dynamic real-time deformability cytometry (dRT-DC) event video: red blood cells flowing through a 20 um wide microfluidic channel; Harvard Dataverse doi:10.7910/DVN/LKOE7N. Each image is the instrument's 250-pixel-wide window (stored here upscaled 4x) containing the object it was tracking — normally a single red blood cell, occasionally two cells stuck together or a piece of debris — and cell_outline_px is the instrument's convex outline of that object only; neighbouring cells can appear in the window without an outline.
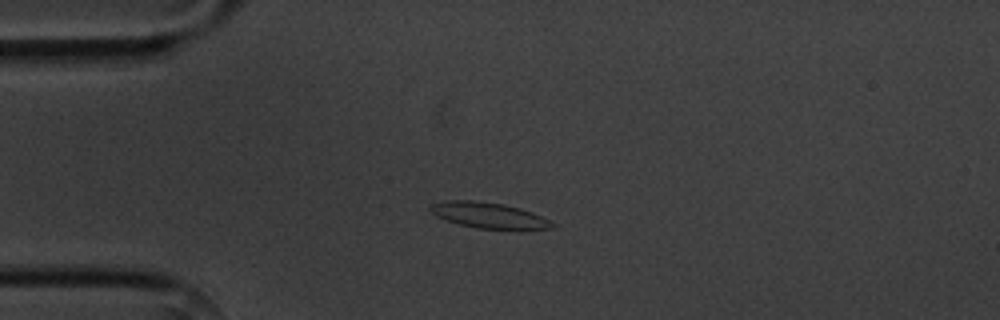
{"species": "common noctule bat (a hibernating species)", "species_latin": "Nyctalus noctula", "temperature_condition": "cold", "stored_images_in_passage": 3, "camera_frame_rate_fps": 3000, "um_per_image_px": 0.085, "animal": {"sex": "male", "body_mass_g": 20.1, "forearm_length_mm": 53.5}, "frame": {"image": 1, "passage_image": 2, "time_ms": 1.333, "image_size_px": [1000, 320], "cell_outline_px": [[556, 224], [552, 228], [520, 232], [476, 228], [460, 224], [436, 216], [428, 208], [432, 204], [444, 200], [472, 200], [504, 204], [520, 208], [532, 212]], "centroid_in_image_um": [41.63, 18.34], "position_along_channel_um": 43.4, "area_um2": 18.9}}